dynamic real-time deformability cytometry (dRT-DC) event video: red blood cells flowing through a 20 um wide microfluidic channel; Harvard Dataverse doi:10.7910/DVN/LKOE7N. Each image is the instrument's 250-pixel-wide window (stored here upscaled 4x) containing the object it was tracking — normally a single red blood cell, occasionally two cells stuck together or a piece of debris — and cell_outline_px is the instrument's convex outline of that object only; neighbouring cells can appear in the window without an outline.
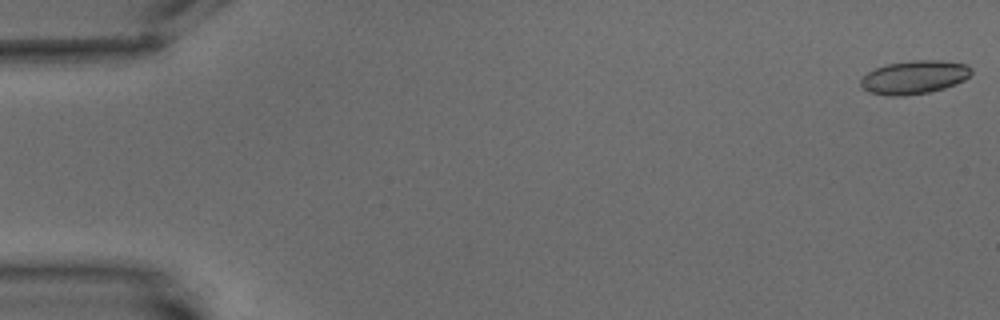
{"species": "common noctule bat (a hibernating species)", "species_latin": "Nyctalus noctula", "temperature_condition": "warm", "stored_images_in_passage": 7, "camera_frame_rate_fps": 3000, "um_per_image_px": 0.085, "animal": {"sex": "male", "body_mass_g": 15.6}, "frame": {"image": 1, "passage_image": 1, "time_ms": 0.0, "image_size_px": [1000, 320], "cell_outline_px": [[972, 72], [964, 80], [956, 84], [944, 88], [928, 92], [904, 96], [888, 96], [868, 92], [860, 84], [860, 80], [868, 72], [876, 68], [888, 64], [912, 60], [944, 60], [968, 64], [972, 68]], "centroid_in_image_um": [77.74, 6.56], "position_along_channel_um": 7.3, "area_um2": 21.62}}
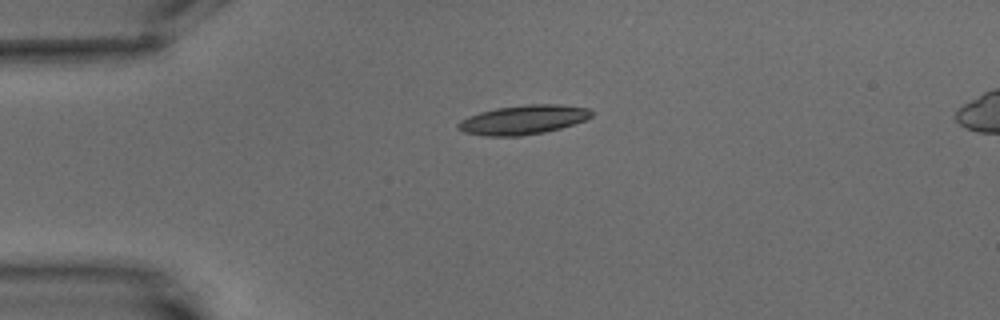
{"frame": {"image": 2, "passage_image": 5, "time_ms": 4.667, "image_size_px": [1000, 320], "cell_outline_px": [[592, 116], [584, 120], [560, 128], [544, 132], [520, 136], [484, 136], [464, 132], [456, 128], [456, 124], [460, 120], [468, 116], [480, 112], [496, 108], [528, 104], [560, 104], [588, 108], [592, 112]], "centroid_in_image_um": [44.43, 10.18], "position_along_channel_um": 40.6, "area_um2": 22.72}}
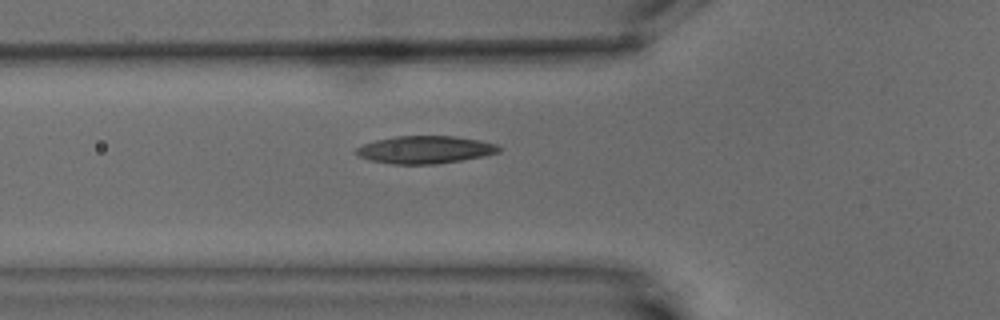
{"frame": {"image": 3, "passage_image": 7, "time_ms": 7.0, "image_size_px": [1000, 320], "cell_outline_px": [[500, 152], [484, 156], [436, 164], [392, 164], [372, 160], [360, 156], [356, 152], [356, 148], [364, 144], [376, 140], [396, 136], [456, 136], [480, 140], [496, 144], [500, 148]], "centroid_in_image_um": [36.16, 12.72], "position_along_channel_um": 89.6, "area_um2": 22.77}}